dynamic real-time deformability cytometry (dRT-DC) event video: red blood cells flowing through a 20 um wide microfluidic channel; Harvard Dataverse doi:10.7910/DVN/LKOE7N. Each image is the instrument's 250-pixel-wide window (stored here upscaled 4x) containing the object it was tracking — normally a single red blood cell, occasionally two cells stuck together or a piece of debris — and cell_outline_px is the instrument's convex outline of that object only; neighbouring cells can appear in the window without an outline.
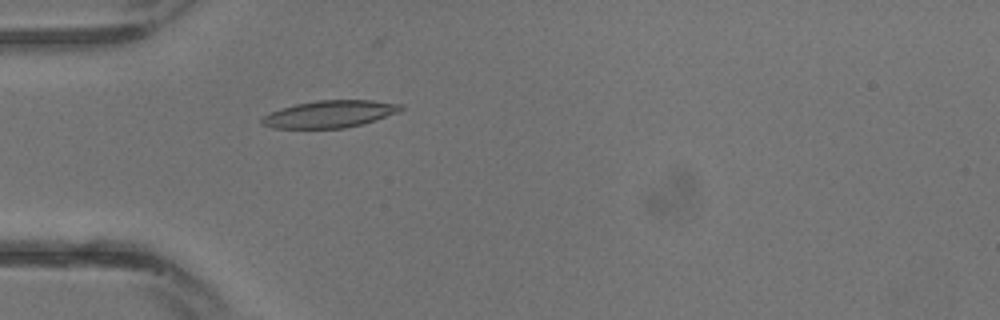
{"species": "common noctule bat (a hibernating species)", "species_latin": "Nyctalus noctula", "temperature_condition": "warm", "stored_images_in_passage": 19, "camera_frame_rate_fps": 3000, "um_per_image_px": 0.085, "animal": {"sex": "male", "body_mass_g": 13.3}, "frame": {"image": 1, "passage_image": 1, "time_ms": 0.0, "image_size_px": [1000, 320], "cell_outline_px": [[404, 108], [396, 112], [360, 124], [344, 128], [272, 128], [264, 124], [260, 120], [260, 116], [280, 108], [296, 104], [320, 100], [372, 100], [404, 104]], "centroid_in_image_um": [27.97, 9.68], "position_along_channel_um": 57.0, "area_um2": 21.73}}
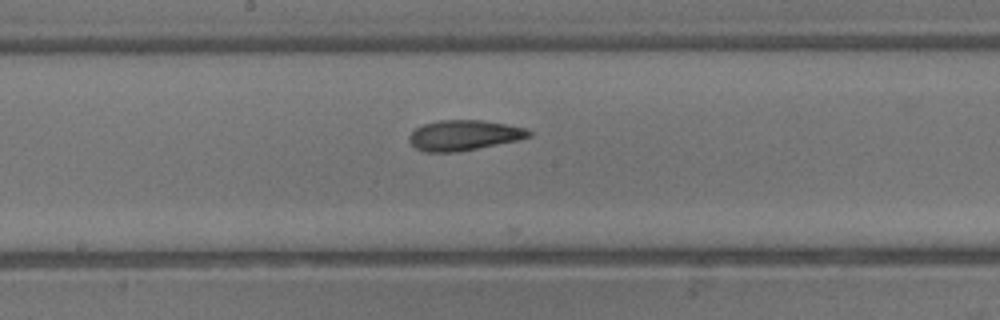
{"frame": {"image": 2, "passage_image": 8, "time_ms": 2.333, "image_size_px": [1000, 320], "cell_outline_px": [[532, 136], [520, 140], [456, 152], [424, 152], [416, 148], [408, 140], [408, 136], [416, 128], [424, 124], [440, 120], [484, 120], [508, 124], [524, 128], [532, 132]], "centroid_in_image_um": [39.45, 11.49], "position_along_channel_um": 208.7, "area_um2": 21.21}}
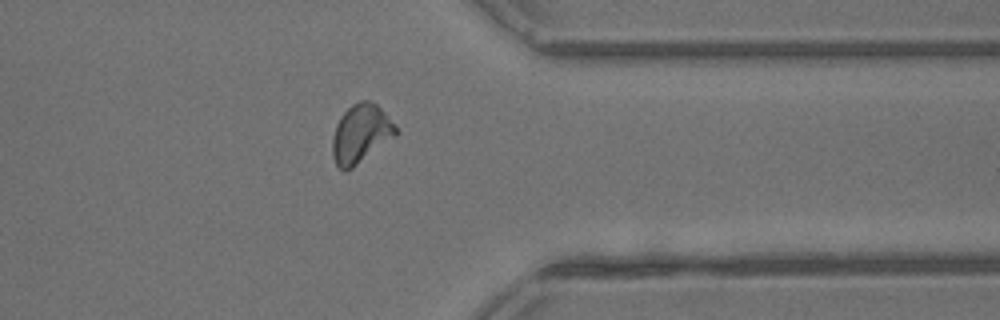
{"frame": {"image": 3, "passage_image": 16, "time_ms": 5.0, "image_size_px": [1000, 320], "cell_outline_px": [[400, 132], [396, 136], [352, 168], [344, 172], [336, 164], [332, 156], [332, 140], [336, 124], [340, 116], [352, 104], [360, 100], [368, 100], [376, 104], [384, 112]], "centroid_in_image_um": [30.66, 11.37], "position_along_channel_um": 380.7, "area_um2": 21.62}}